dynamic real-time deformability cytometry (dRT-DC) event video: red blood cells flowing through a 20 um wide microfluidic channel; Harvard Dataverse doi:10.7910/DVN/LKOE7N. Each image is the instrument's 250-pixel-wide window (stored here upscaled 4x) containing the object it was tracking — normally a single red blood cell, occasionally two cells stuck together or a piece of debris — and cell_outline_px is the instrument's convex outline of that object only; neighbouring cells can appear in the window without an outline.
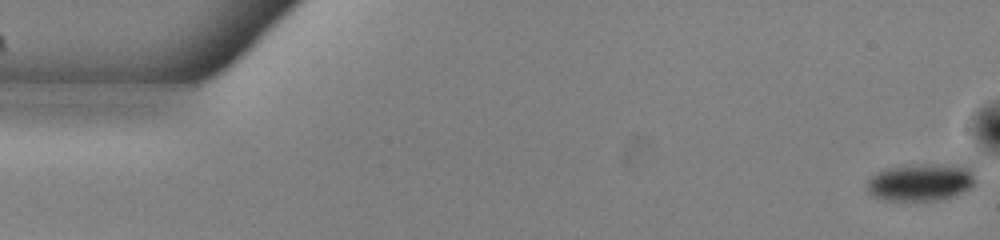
{"species": "common noctule bat (a hibernating species)", "species_latin": "Nyctalus noctula", "temperature_condition": "warm", "stored_images_in_passage": 53, "camera_frame_rate_fps": 3000, "um_per_image_px": 0.085, "animal": {"sex": "male", "body_mass_g": 13.0, "forearm_length_mm": 53.1}, "frame": {"image": 1, "passage_image": 1, "time_ms": 0.0, "image_size_px": [1000, 240], "cell_outline_px": [[976, 184], [972, 188], [952, 196], [940, 200], [884, 200], [872, 196], [868, 192], [868, 180], [876, 172], [884, 168], [920, 164], [972, 164], [976, 168]], "centroid_in_image_um": [78.38, 15.45], "position_along_channel_um": 6.6, "area_um2": 24.39}}
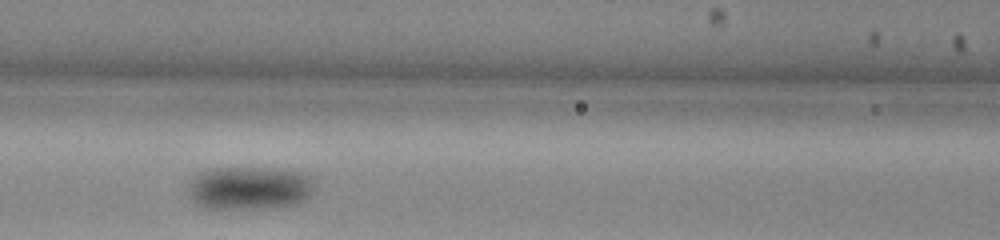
{"frame": {"image": 2, "passage_image": 23, "time_ms": 7.333, "image_size_px": [1000, 240], "cell_outline_px": [[312, 192], [304, 200], [292, 204], [272, 208], [208, 208], [192, 200], [188, 180], [200, 172], [212, 168], [268, 168], [304, 172], [308, 176], [312, 188]], "centroid_in_image_um": [21.17, 15.97], "position_along_channel_um": 145.4, "area_um2": 31.39}}
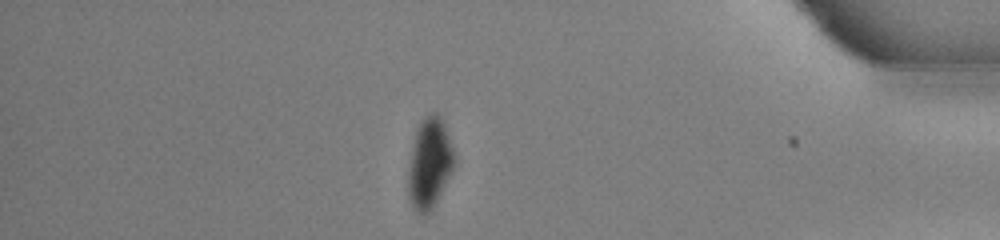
{"frame": {"image": 3, "passage_image": 46, "time_ms": 15.0, "image_size_px": [1000, 240], "cell_outline_px": [[456, 164], [452, 172], [432, 208], [428, 212], [416, 212], [408, 196], [408, 168], [412, 148], [416, 132], [420, 120], [428, 112], [436, 112], [440, 116], [444, 124], [452, 144], [456, 160]], "centroid_in_image_um": [36.52, 13.82], "position_along_channel_um": 398.7, "area_um2": 24.22}, "authors_computed_cell_mechanics": {"area_um2": 27.1082, "velocity_mm_per_s": 3.8405, "shape_relaxation_time_tau1_ms": 3.1504, "shape_relaxation_time_tau2_ms": null, "deformation_change_tau1": 0.0888, "deformation_change_tau2": null}}